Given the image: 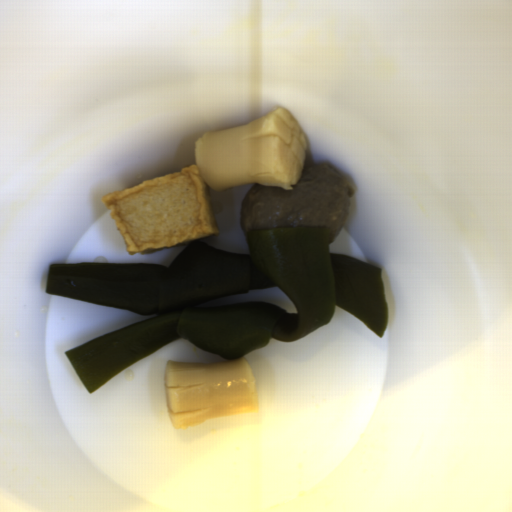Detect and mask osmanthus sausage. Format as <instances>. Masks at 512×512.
<instances>
[{
	"label": "osmanthus sausage",
	"instance_id": "obj_1",
	"mask_svg": "<svg viewBox=\"0 0 512 512\" xmlns=\"http://www.w3.org/2000/svg\"><path fill=\"white\" fill-rule=\"evenodd\" d=\"M193 151L199 173L212 191L249 183L289 191L304 170L308 139L281 106L254 122L207 131Z\"/></svg>",
	"mask_w": 512,
	"mask_h": 512
},
{
	"label": "osmanthus sausage",
	"instance_id": "obj_2",
	"mask_svg": "<svg viewBox=\"0 0 512 512\" xmlns=\"http://www.w3.org/2000/svg\"><path fill=\"white\" fill-rule=\"evenodd\" d=\"M167 416L176 430L209 420L258 414L253 373L244 357L226 362H166Z\"/></svg>",
	"mask_w": 512,
	"mask_h": 512
}]
</instances>
